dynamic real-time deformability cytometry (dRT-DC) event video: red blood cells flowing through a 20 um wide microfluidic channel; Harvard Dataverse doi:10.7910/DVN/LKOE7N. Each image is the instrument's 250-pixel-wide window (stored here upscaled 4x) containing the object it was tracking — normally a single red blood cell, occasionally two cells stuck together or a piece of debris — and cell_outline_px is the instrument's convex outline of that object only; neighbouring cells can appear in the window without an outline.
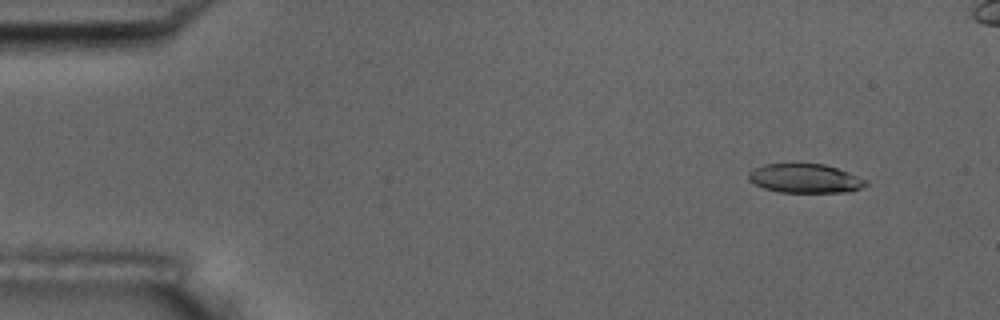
{"species": "common noctule bat (a hibernating species)", "species_latin": "Nyctalus noctula", "temperature_condition": "room temperature", "stored_images_in_passage": 6, "camera_frame_rate_fps": 3000, "um_per_image_px": 0.085, "animal": {"sex": "male", "body_mass_g": 17.5, "forearm_length_mm": 52.3}, "frame": {"image": 1, "passage_image": 2, "time_ms": 1.333, "image_size_px": [1000, 320], "cell_outline_px": [[868, 184], [852, 192], [780, 192], [764, 188], [748, 180], [748, 172], [752, 168], [764, 164], [824, 164], [848, 172], [868, 180]], "centroid_in_image_um": [68.43, 15.17], "position_along_channel_um": 16.6, "area_um2": 19.88}}